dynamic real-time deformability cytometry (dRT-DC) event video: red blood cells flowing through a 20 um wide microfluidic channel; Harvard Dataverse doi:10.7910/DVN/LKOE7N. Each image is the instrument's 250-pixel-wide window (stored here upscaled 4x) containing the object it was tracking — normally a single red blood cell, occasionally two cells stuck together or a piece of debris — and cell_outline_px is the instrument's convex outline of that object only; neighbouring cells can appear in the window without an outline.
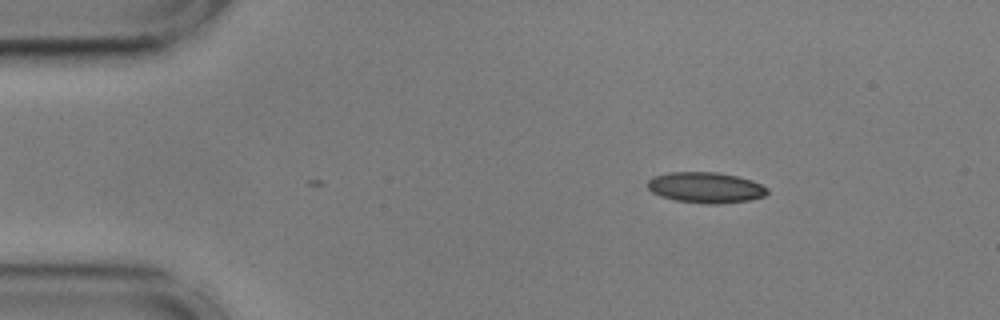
{"species": "common noctule bat (a hibernating species)", "species_latin": "Nyctalus noctula", "temperature_condition": "cold", "stored_images_in_passage": 2, "camera_frame_rate_fps": 3000, "um_per_image_px": 0.085, "animal": {"sex": "male", "body_mass_g": 17.9, "forearm_length_mm": 54.2}, "frame": {"image": 1, "passage_image": 2, "time_ms": 0.333, "image_size_px": [1000, 320], "cell_outline_px": [[768, 192], [764, 196], [748, 200], [720, 204], [708, 204], [676, 200], [660, 196], [652, 192], [648, 188], [648, 180], [652, 176], [668, 172], [716, 172], [736, 176], [752, 180], [768, 188]], "centroid_in_image_um": [59.96, 15.94], "position_along_channel_um": 25.0, "area_um2": 21.44}}